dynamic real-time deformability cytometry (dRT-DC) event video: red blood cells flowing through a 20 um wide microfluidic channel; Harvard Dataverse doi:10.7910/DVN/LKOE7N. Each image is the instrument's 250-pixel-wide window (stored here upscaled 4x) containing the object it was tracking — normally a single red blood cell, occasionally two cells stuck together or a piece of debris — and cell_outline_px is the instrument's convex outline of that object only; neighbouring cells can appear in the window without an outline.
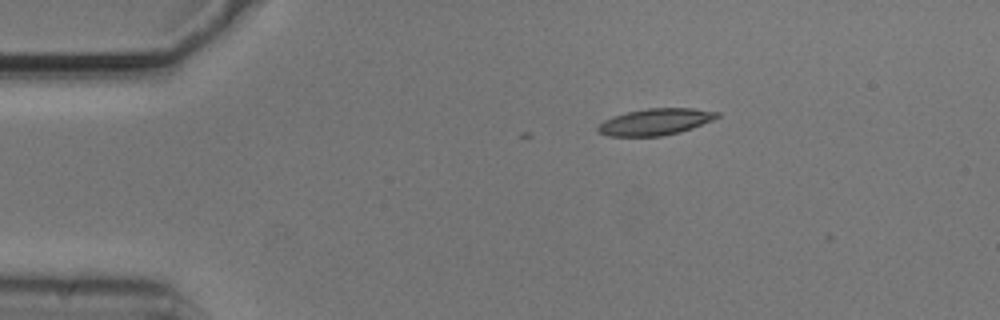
{"species": "common noctule bat (a hibernating species)", "species_latin": "Nyctalus noctula", "temperature_condition": "cold", "stored_images_in_passage": 3, "camera_frame_rate_fps": 3000, "um_per_image_px": 0.085, "animal": {"sex": "male", "body_mass_g": 20.5, "forearm_length_mm": 52.5}, "frame": {"image": 1, "passage_image": 1, "time_ms": 0.0, "image_size_px": [1000, 320], "cell_outline_px": [[720, 116], [712, 120], [692, 128], [680, 132], [660, 136], [608, 136], [600, 132], [596, 128], [604, 120], [612, 116], [628, 112], [648, 108], [696, 108], [720, 112]], "centroid_in_image_um": [55.73, 10.35], "position_along_channel_um": 29.3, "area_um2": 18.38}}